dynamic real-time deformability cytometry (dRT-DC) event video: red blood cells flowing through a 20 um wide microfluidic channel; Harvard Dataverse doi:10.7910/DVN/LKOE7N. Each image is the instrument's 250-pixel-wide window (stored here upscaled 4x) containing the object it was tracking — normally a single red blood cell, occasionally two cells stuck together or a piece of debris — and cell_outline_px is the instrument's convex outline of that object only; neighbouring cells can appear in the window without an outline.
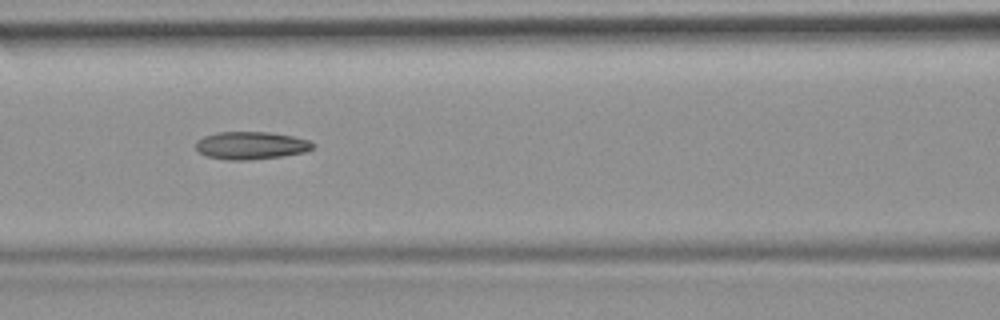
{"species": "common noctule bat (a hibernating species)", "species_latin": "Nyctalus noctula", "temperature_condition": "room temperature", "stored_images_in_passage": 7, "camera_frame_rate_fps": 3000, "um_per_image_px": 0.085, "animal": {"sex": "female", "body_mass_g": 19.9}, "frame": {"image": 1, "passage_image": 6, "time_ms": 6.667, "image_size_px": [1000, 320], "cell_outline_px": [[316, 144], [312, 148], [304, 152], [280, 156], [248, 160], [228, 160], [204, 156], [196, 148], [196, 140], [204, 136], [216, 132], [268, 132], [292, 136], [308, 140]], "centroid_in_image_um": [21.3, 12.36], "position_along_channel_um": 145.3, "area_um2": 18.84}}
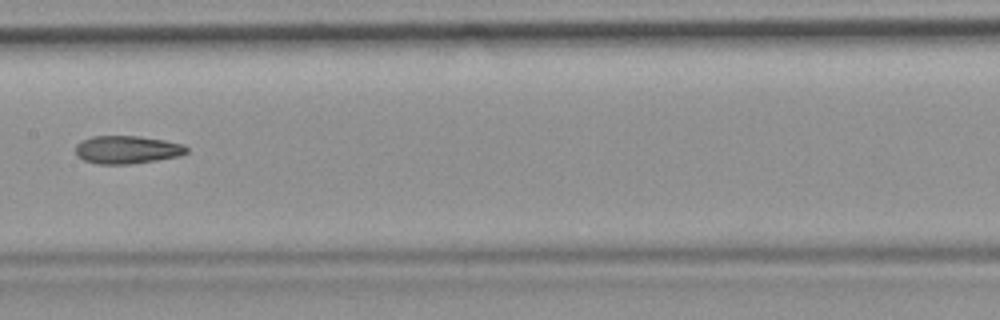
{"frame": {"image": 2, "passage_image": 7, "time_ms": 8.0, "image_size_px": [1000, 320], "cell_outline_px": [[188, 152], [180, 156], [132, 164], [96, 164], [84, 160], [76, 156], [76, 144], [92, 136], [140, 136], [164, 140], [184, 144], [188, 148]], "centroid_in_image_um": [10.82, 12.73], "position_along_channel_um": 196.6, "area_um2": 18.21}}